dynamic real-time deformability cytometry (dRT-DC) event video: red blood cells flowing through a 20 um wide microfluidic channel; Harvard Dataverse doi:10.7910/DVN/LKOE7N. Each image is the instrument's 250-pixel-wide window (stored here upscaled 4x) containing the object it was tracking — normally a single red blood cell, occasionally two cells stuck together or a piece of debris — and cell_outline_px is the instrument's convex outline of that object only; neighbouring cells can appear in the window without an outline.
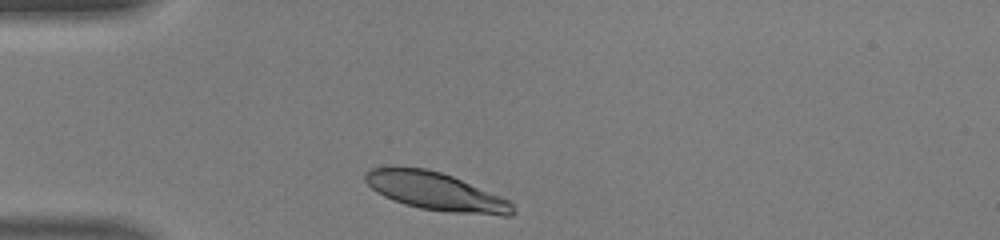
{"species": "human", "species_latin": "Homo sapiens", "temperature_condition": "warm", "stored_images_in_passage": 27, "camera_frame_rate_fps": 3000, "um_per_image_px": 0.085, "donor": {"sex": "male"}, "frame": {"image": 1, "passage_image": 1, "time_ms": 0.0, "image_size_px": [1000, 240], "cell_outline_px": [[516, 212], [512, 216], [504, 216], [448, 212], [420, 208], [404, 204], [392, 200], [376, 192], [364, 180], [364, 176], [372, 168], [424, 168], [440, 172], [452, 176], [500, 196], [508, 200], [512, 204]], "centroid_in_image_um": [37.08, 16.3], "position_along_channel_um": 47.9, "area_um2": 32.25}}
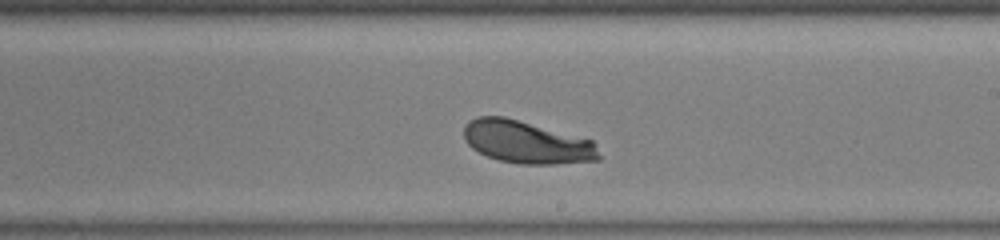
{"frame": {"image": 2, "passage_image": 16, "time_ms": 5.0, "image_size_px": [1000, 240], "cell_outline_px": [[600, 160], [556, 164], [520, 164], [500, 160], [488, 156], [472, 148], [464, 140], [464, 128], [468, 120], [476, 116], [504, 116], [592, 140], [596, 144], [600, 156]], "centroid_in_image_um": [44.76, 12.08], "position_along_channel_um": 244.2, "area_um2": 33.47}}
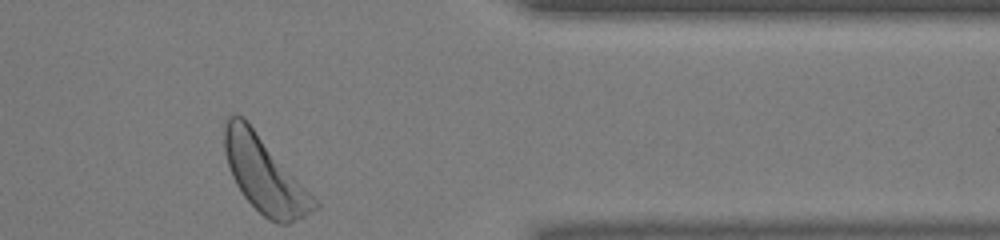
{"frame": {"image": 3, "passage_image": 27, "time_ms": 8.667, "image_size_px": [1000, 240], "cell_outline_px": [[320, 208], [288, 224], [276, 224], [268, 220], [244, 196], [236, 184], [232, 176], [228, 164], [224, 148], [224, 128], [228, 116], [236, 112], [244, 116], [320, 204]], "centroid_in_image_um": [22.48, 14.84], "position_along_channel_um": 388.9, "area_um2": 39.3}, "authors_computed_cell_mechanics": {"area_um2": 34.102, "velocity_mm_per_s": 4.3736, "shape_relaxation_time_tau1_ms": 0.7446, "shape_relaxation_time_tau2_ms": null, "deformation_change_tau1": 0.0895, "deformation_change_tau2": null}}